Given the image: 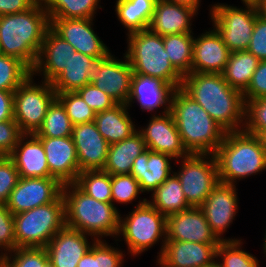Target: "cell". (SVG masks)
Returning <instances> with one entry per match:
<instances>
[{
    "label": "cell",
    "mask_w": 266,
    "mask_h": 267,
    "mask_svg": "<svg viewBox=\"0 0 266 267\" xmlns=\"http://www.w3.org/2000/svg\"><path fill=\"white\" fill-rule=\"evenodd\" d=\"M181 88L226 132L243 131L246 103L240 90L231 87L222 74L191 72Z\"/></svg>",
    "instance_id": "obj_1"
},
{
    "label": "cell",
    "mask_w": 266,
    "mask_h": 267,
    "mask_svg": "<svg viewBox=\"0 0 266 267\" xmlns=\"http://www.w3.org/2000/svg\"><path fill=\"white\" fill-rule=\"evenodd\" d=\"M49 27L42 0L27 11L0 16V54L19 59L32 71Z\"/></svg>",
    "instance_id": "obj_2"
},
{
    "label": "cell",
    "mask_w": 266,
    "mask_h": 267,
    "mask_svg": "<svg viewBox=\"0 0 266 267\" xmlns=\"http://www.w3.org/2000/svg\"><path fill=\"white\" fill-rule=\"evenodd\" d=\"M172 113L182 143L192 154H214L226 131L181 87L171 97Z\"/></svg>",
    "instance_id": "obj_3"
},
{
    "label": "cell",
    "mask_w": 266,
    "mask_h": 267,
    "mask_svg": "<svg viewBox=\"0 0 266 267\" xmlns=\"http://www.w3.org/2000/svg\"><path fill=\"white\" fill-rule=\"evenodd\" d=\"M62 196L66 227L88 234L92 240L111 236L119 241L121 214L116 206L92 198L75 183L63 185Z\"/></svg>",
    "instance_id": "obj_4"
},
{
    "label": "cell",
    "mask_w": 266,
    "mask_h": 267,
    "mask_svg": "<svg viewBox=\"0 0 266 267\" xmlns=\"http://www.w3.org/2000/svg\"><path fill=\"white\" fill-rule=\"evenodd\" d=\"M214 156L220 183L236 186V181L266 170V152L260 138L244 130L226 132Z\"/></svg>",
    "instance_id": "obj_5"
},
{
    "label": "cell",
    "mask_w": 266,
    "mask_h": 267,
    "mask_svg": "<svg viewBox=\"0 0 266 267\" xmlns=\"http://www.w3.org/2000/svg\"><path fill=\"white\" fill-rule=\"evenodd\" d=\"M127 43L124 55L134 74L160 78L174 89L182 86L184 76L170 62L161 35L137 31L127 35Z\"/></svg>",
    "instance_id": "obj_6"
},
{
    "label": "cell",
    "mask_w": 266,
    "mask_h": 267,
    "mask_svg": "<svg viewBox=\"0 0 266 267\" xmlns=\"http://www.w3.org/2000/svg\"><path fill=\"white\" fill-rule=\"evenodd\" d=\"M128 213L126 217L120 216L118 232L119 238L121 235L127 245V253L136 257L162 240L158 259L166 242L167 217L155 209L146 198L139 200L135 209Z\"/></svg>",
    "instance_id": "obj_7"
},
{
    "label": "cell",
    "mask_w": 266,
    "mask_h": 267,
    "mask_svg": "<svg viewBox=\"0 0 266 267\" xmlns=\"http://www.w3.org/2000/svg\"><path fill=\"white\" fill-rule=\"evenodd\" d=\"M65 226V202L61 194L54 202L14 215L16 247L45 248Z\"/></svg>",
    "instance_id": "obj_8"
},
{
    "label": "cell",
    "mask_w": 266,
    "mask_h": 267,
    "mask_svg": "<svg viewBox=\"0 0 266 267\" xmlns=\"http://www.w3.org/2000/svg\"><path fill=\"white\" fill-rule=\"evenodd\" d=\"M245 8L215 3L210 8L213 27L231 52L246 51L249 47L259 14L257 4L243 3Z\"/></svg>",
    "instance_id": "obj_9"
},
{
    "label": "cell",
    "mask_w": 266,
    "mask_h": 267,
    "mask_svg": "<svg viewBox=\"0 0 266 267\" xmlns=\"http://www.w3.org/2000/svg\"><path fill=\"white\" fill-rule=\"evenodd\" d=\"M31 75L14 91V120L22 134H36L42 126L49 105L56 98L51 83H34Z\"/></svg>",
    "instance_id": "obj_10"
},
{
    "label": "cell",
    "mask_w": 266,
    "mask_h": 267,
    "mask_svg": "<svg viewBox=\"0 0 266 267\" xmlns=\"http://www.w3.org/2000/svg\"><path fill=\"white\" fill-rule=\"evenodd\" d=\"M179 171H173L180 181L190 207H201L207 196L219 183L214 154H192L180 158Z\"/></svg>",
    "instance_id": "obj_11"
},
{
    "label": "cell",
    "mask_w": 266,
    "mask_h": 267,
    "mask_svg": "<svg viewBox=\"0 0 266 267\" xmlns=\"http://www.w3.org/2000/svg\"><path fill=\"white\" fill-rule=\"evenodd\" d=\"M115 58L109 52L103 57L94 58L89 67V83L109 95L117 104H127L133 70L126 56Z\"/></svg>",
    "instance_id": "obj_12"
},
{
    "label": "cell",
    "mask_w": 266,
    "mask_h": 267,
    "mask_svg": "<svg viewBox=\"0 0 266 267\" xmlns=\"http://www.w3.org/2000/svg\"><path fill=\"white\" fill-rule=\"evenodd\" d=\"M62 189L63 185L56 178L20 177L5 205L15 215L54 202Z\"/></svg>",
    "instance_id": "obj_13"
},
{
    "label": "cell",
    "mask_w": 266,
    "mask_h": 267,
    "mask_svg": "<svg viewBox=\"0 0 266 267\" xmlns=\"http://www.w3.org/2000/svg\"><path fill=\"white\" fill-rule=\"evenodd\" d=\"M235 185L218 183L200 207L212 232L220 241L242 240L222 237L238 213V195Z\"/></svg>",
    "instance_id": "obj_14"
},
{
    "label": "cell",
    "mask_w": 266,
    "mask_h": 267,
    "mask_svg": "<svg viewBox=\"0 0 266 267\" xmlns=\"http://www.w3.org/2000/svg\"><path fill=\"white\" fill-rule=\"evenodd\" d=\"M149 123L145 128L138 130L145 141L146 148L154 152L171 155L176 161L188 156L190 153L184 147L171 112L165 114H151Z\"/></svg>",
    "instance_id": "obj_15"
},
{
    "label": "cell",
    "mask_w": 266,
    "mask_h": 267,
    "mask_svg": "<svg viewBox=\"0 0 266 267\" xmlns=\"http://www.w3.org/2000/svg\"><path fill=\"white\" fill-rule=\"evenodd\" d=\"M50 27L73 48L94 58L107 55L110 50L93 29L94 18H49Z\"/></svg>",
    "instance_id": "obj_16"
},
{
    "label": "cell",
    "mask_w": 266,
    "mask_h": 267,
    "mask_svg": "<svg viewBox=\"0 0 266 267\" xmlns=\"http://www.w3.org/2000/svg\"><path fill=\"white\" fill-rule=\"evenodd\" d=\"M166 241L220 244L200 207H190L167 216Z\"/></svg>",
    "instance_id": "obj_17"
},
{
    "label": "cell",
    "mask_w": 266,
    "mask_h": 267,
    "mask_svg": "<svg viewBox=\"0 0 266 267\" xmlns=\"http://www.w3.org/2000/svg\"><path fill=\"white\" fill-rule=\"evenodd\" d=\"M37 138L44 147L50 178H56L62 185L75 183L80 169L72 137Z\"/></svg>",
    "instance_id": "obj_18"
},
{
    "label": "cell",
    "mask_w": 266,
    "mask_h": 267,
    "mask_svg": "<svg viewBox=\"0 0 266 267\" xmlns=\"http://www.w3.org/2000/svg\"><path fill=\"white\" fill-rule=\"evenodd\" d=\"M218 245L166 241L156 265L159 264V267H208L216 261Z\"/></svg>",
    "instance_id": "obj_19"
},
{
    "label": "cell",
    "mask_w": 266,
    "mask_h": 267,
    "mask_svg": "<svg viewBox=\"0 0 266 267\" xmlns=\"http://www.w3.org/2000/svg\"><path fill=\"white\" fill-rule=\"evenodd\" d=\"M71 137L76 147L80 172L102 170L105 167L109 144L94 122L74 125Z\"/></svg>",
    "instance_id": "obj_20"
},
{
    "label": "cell",
    "mask_w": 266,
    "mask_h": 267,
    "mask_svg": "<svg viewBox=\"0 0 266 267\" xmlns=\"http://www.w3.org/2000/svg\"><path fill=\"white\" fill-rule=\"evenodd\" d=\"M231 51L220 34L213 30L194 37L191 72L222 74Z\"/></svg>",
    "instance_id": "obj_21"
},
{
    "label": "cell",
    "mask_w": 266,
    "mask_h": 267,
    "mask_svg": "<svg viewBox=\"0 0 266 267\" xmlns=\"http://www.w3.org/2000/svg\"><path fill=\"white\" fill-rule=\"evenodd\" d=\"M88 236L65 226L45 246L49 262L53 267H77L80 259L96 241L89 242Z\"/></svg>",
    "instance_id": "obj_22"
},
{
    "label": "cell",
    "mask_w": 266,
    "mask_h": 267,
    "mask_svg": "<svg viewBox=\"0 0 266 267\" xmlns=\"http://www.w3.org/2000/svg\"><path fill=\"white\" fill-rule=\"evenodd\" d=\"M75 51L71 44L49 27L32 74L42 75V80L51 83L65 69Z\"/></svg>",
    "instance_id": "obj_23"
},
{
    "label": "cell",
    "mask_w": 266,
    "mask_h": 267,
    "mask_svg": "<svg viewBox=\"0 0 266 267\" xmlns=\"http://www.w3.org/2000/svg\"><path fill=\"white\" fill-rule=\"evenodd\" d=\"M174 88L162 81L160 78L133 74L131 80L130 95L127 106L138 102L144 111L153 112L157 108L163 107L160 115L170 112L171 97ZM165 105V106H164Z\"/></svg>",
    "instance_id": "obj_24"
},
{
    "label": "cell",
    "mask_w": 266,
    "mask_h": 267,
    "mask_svg": "<svg viewBox=\"0 0 266 267\" xmlns=\"http://www.w3.org/2000/svg\"><path fill=\"white\" fill-rule=\"evenodd\" d=\"M197 14V8L181 3L157 0L148 29L162 37L172 34L193 33L191 22Z\"/></svg>",
    "instance_id": "obj_25"
},
{
    "label": "cell",
    "mask_w": 266,
    "mask_h": 267,
    "mask_svg": "<svg viewBox=\"0 0 266 267\" xmlns=\"http://www.w3.org/2000/svg\"><path fill=\"white\" fill-rule=\"evenodd\" d=\"M9 157L21 178L50 177L44 147L34 134H23Z\"/></svg>",
    "instance_id": "obj_26"
},
{
    "label": "cell",
    "mask_w": 266,
    "mask_h": 267,
    "mask_svg": "<svg viewBox=\"0 0 266 267\" xmlns=\"http://www.w3.org/2000/svg\"><path fill=\"white\" fill-rule=\"evenodd\" d=\"M173 159L166 153L146 149L134 160L130 174L139 182L142 192H153L173 173L170 164Z\"/></svg>",
    "instance_id": "obj_27"
},
{
    "label": "cell",
    "mask_w": 266,
    "mask_h": 267,
    "mask_svg": "<svg viewBox=\"0 0 266 267\" xmlns=\"http://www.w3.org/2000/svg\"><path fill=\"white\" fill-rule=\"evenodd\" d=\"M128 109L130 108L126 104H117L95 114L94 123L109 145L130 137L138 130Z\"/></svg>",
    "instance_id": "obj_28"
},
{
    "label": "cell",
    "mask_w": 266,
    "mask_h": 267,
    "mask_svg": "<svg viewBox=\"0 0 266 267\" xmlns=\"http://www.w3.org/2000/svg\"><path fill=\"white\" fill-rule=\"evenodd\" d=\"M146 144L137 130L130 137L109 145L104 172L112 175L130 174L134 160L146 150Z\"/></svg>",
    "instance_id": "obj_29"
},
{
    "label": "cell",
    "mask_w": 266,
    "mask_h": 267,
    "mask_svg": "<svg viewBox=\"0 0 266 267\" xmlns=\"http://www.w3.org/2000/svg\"><path fill=\"white\" fill-rule=\"evenodd\" d=\"M156 2L157 0H116L117 19L127 29V35L149 28Z\"/></svg>",
    "instance_id": "obj_30"
},
{
    "label": "cell",
    "mask_w": 266,
    "mask_h": 267,
    "mask_svg": "<svg viewBox=\"0 0 266 267\" xmlns=\"http://www.w3.org/2000/svg\"><path fill=\"white\" fill-rule=\"evenodd\" d=\"M94 57L75 51L65 69L51 82L56 93L76 92L89 84V67Z\"/></svg>",
    "instance_id": "obj_31"
},
{
    "label": "cell",
    "mask_w": 266,
    "mask_h": 267,
    "mask_svg": "<svg viewBox=\"0 0 266 267\" xmlns=\"http://www.w3.org/2000/svg\"><path fill=\"white\" fill-rule=\"evenodd\" d=\"M147 200L161 214L168 215L182 212L190 208L177 176L172 173Z\"/></svg>",
    "instance_id": "obj_32"
},
{
    "label": "cell",
    "mask_w": 266,
    "mask_h": 267,
    "mask_svg": "<svg viewBox=\"0 0 266 267\" xmlns=\"http://www.w3.org/2000/svg\"><path fill=\"white\" fill-rule=\"evenodd\" d=\"M259 62L260 60L247 50L231 52L222 76L231 87L243 92Z\"/></svg>",
    "instance_id": "obj_33"
},
{
    "label": "cell",
    "mask_w": 266,
    "mask_h": 267,
    "mask_svg": "<svg viewBox=\"0 0 266 267\" xmlns=\"http://www.w3.org/2000/svg\"><path fill=\"white\" fill-rule=\"evenodd\" d=\"M193 33L163 36L165 51L172 65L184 76L191 73L193 61Z\"/></svg>",
    "instance_id": "obj_34"
},
{
    "label": "cell",
    "mask_w": 266,
    "mask_h": 267,
    "mask_svg": "<svg viewBox=\"0 0 266 267\" xmlns=\"http://www.w3.org/2000/svg\"><path fill=\"white\" fill-rule=\"evenodd\" d=\"M101 0H42L49 18H94Z\"/></svg>",
    "instance_id": "obj_35"
},
{
    "label": "cell",
    "mask_w": 266,
    "mask_h": 267,
    "mask_svg": "<svg viewBox=\"0 0 266 267\" xmlns=\"http://www.w3.org/2000/svg\"><path fill=\"white\" fill-rule=\"evenodd\" d=\"M73 124L62 103L55 98L49 105L42 126L34 134L36 137H69L72 136Z\"/></svg>",
    "instance_id": "obj_36"
},
{
    "label": "cell",
    "mask_w": 266,
    "mask_h": 267,
    "mask_svg": "<svg viewBox=\"0 0 266 267\" xmlns=\"http://www.w3.org/2000/svg\"><path fill=\"white\" fill-rule=\"evenodd\" d=\"M75 184L92 198L112 203L111 175L103 170H85L78 174Z\"/></svg>",
    "instance_id": "obj_37"
},
{
    "label": "cell",
    "mask_w": 266,
    "mask_h": 267,
    "mask_svg": "<svg viewBox=\"0 0 266 267\" xmlns=\"http://www.w3.org/2000/svg\"><path fill=\"white\" fill-rule=\"evenodd\" d=\"M242 240L221 241L216 260L222 267H260L258 259L241 249Z\"/></svg>",
    "instance_id": "obj_38"
},
{
    "label": "cell",
    "mask_w": 266,
    "mask_h": 267,
    "mask_svg": "<svg viewBox=\"0 0 266 267\" xmlns=\"http://www.w3.org/2000/svg\"><path fill=\"white\" fill-rule=\"evenodd\" d=\"M31 73L19 59L0 54V90L15 91Z\"/></svg>",
    "instance_id": "obj_39"
},
{
    "label": "cell",
    "mask_w": 266,
    "mask_h": 267,
    "mask_svg": "<svg viewBox=\"0 0 266 267\" xmlns=\"http://www.w3.org/2000/svg\"><path fill=\"white\" fill-rule=\"evenodd\" d=\"M0 260L7 267H53L45 248H16Z\"/></svg>",
    "instance_id": "obj_40"
},
{
    "label": "cell",
    "mask_w": 266,
    "mask_h": 267,
    "mask_svg": "<svg viewBox=\"0 0 266 267\" xmlns=\"http://www.w3.org/2000/svg\"><path fill=\"white\" fill-rule=\"evenodd\" d=\"M73 125L90 123L95 120L94 110L77 92L56 93Z\"/></svg>",
    "instance_id": "obj_41"
},
{
    "label": "cell",
    "mask_w": 266,
    "mask_h": 267,
    "mask_svg": "<svg viewBox=\"0 0 266 267\" xmlns=\"http://www.w3.org/2000/svg\"><path fill=\"white\" fill-rule=\"evenodd\" d=\"M139 193H143L139 182L131 174L111 176V195L114 206H116L114 202L127 205L136 201Z\"/></svg>",
    "instance_id": "obj_42"
},
{
    "label": "cell",
    "mask_w": 266,
    "mask_h": 267,
    "mask_svg": "<svg viewBox=\"0 0 266 267\" xmlns=\"http://www.w3.org/2000/svg\"><path fill=\"white\" fill-rule=\"evenodd\" d=\"M244 131L259 136L266 131V97L246 101Z\"/></svg>",
    "instance_id": "obj_43"
},
{
    "label": "cell",
    "mask_w": 266,
    "mask_h": 267,
    "mask_svg": "<svg viewBox=\"0 0 266 267\" xmlns=\"http://www.w3.org/2000/svg\"><path fill=\"white\" fill-rule=\"evenodd\" d=\"M16 248L14 215L5 204H0V258Z\"/></svg>",
    "instance_id": "obj_44"
},
{
    "label": "cell",
    "mask_w": 266,
    "mask_h": 267,
    "mask_svg": "<svg viewBox=\"0 0 266 267\" xmlns=\"http://www.w3.org/2000/svg\"><path fill=\"white\" fill-rule=\"evenodd\" d=\"M20 179L15 163L9 156H0V204H5Z\"/></svg>",
    "instance_id": "obj_45"
},
{
    "label": "cell",
    "mask_w": 266,
    "mask_h": 267,
    "mask_svg": "<svg viewBox=\"0 0 266 267\" xmlns=\"http://www.w3.org/2000/svg\"><path fill=\"white\" fill-rule=\"evenodd\" d=\"M83 100L90 106L95 113L113 108L117 103L105 92L95 87L93 84H87L76 91Z\"/></svg>",
    "instance_id": "obj_46"
},
{
    "label": "cell",
    "mask_w": 266,
    "mask_h": 267,
    "mask_svg": "<svg viewBox=\"0 0 266 267\" xmlns=\"http://www.w3.org/2000/svg\"><path fill=\"white\" fill-rule=\"evenodd\" d=\"M22 135L15 120L0 122V156H9Z\"/></svg>",
    "instance_id": "obj_47"
},
{
    "label": "cell",
    "mask_w": 266,
    "mask_h": 267,
    "mask_svg": "<svg viewBox=\"0 0 266 267\" xmlns=\"http://www.w3.org/2000/svg\"><path fill=\"white\" fill-rule=\"evenodd\" d=\"M247 51L260 61H266V18L260 13L256 16L252 38Z\"/></svg>",
    "instance_id": "obj_48"
},
{
    "label": "cell",
    "mask_w": 266,
    "mask_h": 267,
    "mask_svg": "<svg viewBox=\"0 0 266 267\" xmlns=\"http://www.w3.org/2000/svg\"><path fill=\"white\" fill-rule=\"evenodd\" d=\"M122 250L108 245L106 240H97V266L98 267H122L124 256Z\"/></svg>",
    "instance_id": "obj_49"
},
{
    "label": "cell",
    "mask_w": 266,
    "mask_h": 267,
    "mask_svg": "<svg viewBox=\"0 0 266 267\" xmlns=\"http://www.w3.org/2000/svg\"><path fill=\"white\" fill-rule=\"evenodd\" d=\"M244 101L266 97V61H260L248 87L242 92Z\"/></svg>",
    "instance_id": "obj_50"
},
{
    "label": "cell",
    "mask_w": 266,
    "mask_h": 267,
    "mask_svg": "<svg viewBox=\"0 0 266 267\" xmlns=\"http://www.w3.org/2000/svg\"><path fill=\"white\" fill-rule=\"evenodd\" d=\"M38 0H0V16L27 11Z\"/></svg>",
    "instance_id": "obj_51"
},
{
    "label": "cell",
    "mask_w": 266,
    "mask_h": 267,
    "mask_svg": "<svg viewBox=\"0 0 266 267\" xmlns=\"http://www.w3.org/2000/svg\"><path fill=\"white\" fill-rule=\"evenodd\" d=\"M14 91L0 90V122L14 120Z\"/></svg>",
    "instance_id": "obj_52"
},
{
    "label": "cell",
    "mask_w": 266,
    "mask_h": 267,
    "mask_svg": "<svg viewBox=\"0 0 266 267\" xmlns=\"http://www.w3.org/2000/svg\"><path fill=\"white\" fill-rule=\"evenodd\" d=\"M77 267H98L97 266V240L80 259Z\"/></svg>",
    "instance_id": "obj_53"
},
{
    "label": "cell",
    "mask_w": 266,
    "mask_h": 267,
    "mask_svg": "<svg viewBox=\"0 0 266 267\" xmlns=\"http://www.w3.org/2000/svg\"><path fill=\"white\" fill-rule=\"evenodd\" d=\"M164 1L185 4L197 8L198 10L200 9L199 7L201 3V0H164Z\"/></svg>",
    "instance_id": "obj_54"
},
{
    "label": "cell",
    "mask_w": 266,
    "mask_h": 267,
    "mask_svg": "<svg viewBox=\"0 0 266 267\" xmlns=\"http://www.w3.org/2000/svg\"><path fill=\"white\" fill-rule=\"evenodd\" d=\"M257 6L259 13L266 18V0H260Z\"/></svg>",
    "instance_id": "obj_55"
},
{
    "label": "cell",
    "mask_w": 266,
    "mask_h": 267,
    "mask_svg": "<svg viewBox=\"0 0 266 267\" xmlns=\"http://www.w3.org/2000/svg\"><path fill=\"white\" fill-rule=\"evenodd\" d=\"M258 137L260 138L263 148L266 152V131L261 133Z\"/></svg>",
    "instance_id": "obj_56"
},
{
    "label": "cell",
    "mask_w": 266,
    "mask_h": 267,
    "mask_svg": "<svg viewBox=\"0 0 266 267\" xmlns=\"http://www.w3.org/2000/svg\"><path fill=\"white\" fill-rule=\"evenodd\" d=\"M243 3L258 4L260 0H241Z\"/></svg>",
    "instance_id": "obj_57"
},
{
    "label": "cell",
    "mask_w": 266,
    "mask_h": 267,
    "mask_svg": "<svg viewBox=\"0 0 266 267\" xmlns=\"http://www.w3.org/2000/svg\"><path fill=\"white\" fill-rule=\"evenodd\" d=\"M264 236H265V237H264V239H263V240H264V242H263V243H264V244H263V250H264V251H263V252H264V254L266 255V231H265V235H264ZM265 257H266V256H265Z\"/></svg>",
    "instance_id": "obj_58"
},
{
    "label": "cell",
    "mask_w": 266,
    "mask_h": 267,
    "mask_svg": "<svg viewBox=\"0 0 266 267\" xmlns=\"http://www.w3.org/2000/svg\"><path fill=\"white\" fill-rule=\"evenodd\" d=\"M208 267H222L219 262L216 260L213 264L209 265Z\"/></svg>",
    "instance_id": "obj_59"
},
{
    "label": "cell",
    "mask_w": 266,
    "mask_h": 267,
    "mask_svg": "<svg viewBox=\"0 0 266 267\" xmlns=\"http://www.w3.org/2000/svg\"><path fill=\"white\" fill-rule=\"evenodd\" d=\"M0 267H7V266L0 260Z\"/></svg>",
    "instance_id": "obj_60"
}]
</instances>
